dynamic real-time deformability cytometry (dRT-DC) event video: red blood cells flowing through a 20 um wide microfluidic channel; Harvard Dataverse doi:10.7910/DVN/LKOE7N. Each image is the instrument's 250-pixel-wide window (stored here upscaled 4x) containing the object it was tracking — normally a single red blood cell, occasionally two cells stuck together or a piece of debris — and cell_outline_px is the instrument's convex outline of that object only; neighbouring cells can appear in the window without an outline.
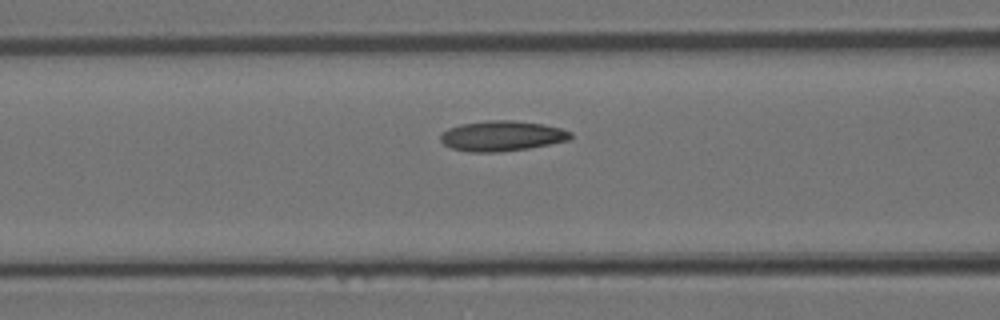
{"species": "Egyptian fruit bat (a non-hibernating species)", "species_latin": "Rousettus aegyptiacus", "temperature_condition": "room temperature", "stored_images_in_passage": 22, "camera_frame_rate_fps": 3000, "um_per_image_px": 0.085, "animal": {"sex": "female"}, "frame": {"image": 1, "passage_image": 4, "time_ms": 1.0, "image_size_px": [1000, 320], "cell_outline_px": [[572, 136], [568, 140], [528, 148], [496, 152], [472, 152], [452, 148], [444, 144], [440, 140], [440, 136], [448, 128], [460, 124], [488, 120], [512, 120], [544, 124], [560, 128], [572, 132]], "centroid_in_image_um": [42.65, 11.54], "position_along_channel_um": 123.9, "area_um2": 22.77}}
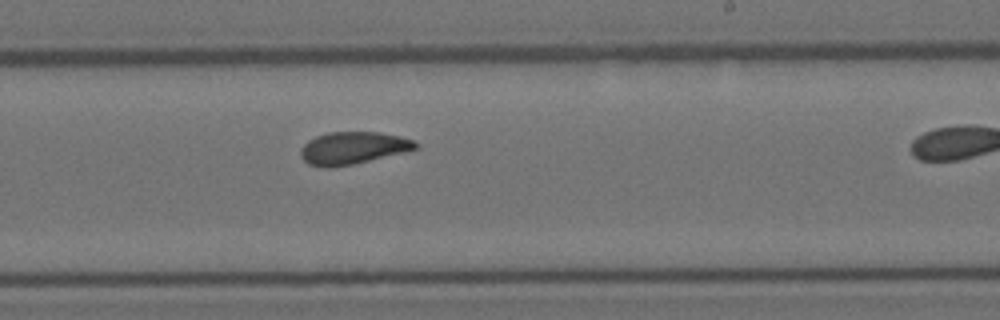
{"frame": {"image": 2, "passage_image": 13, "time_ms": 4.0, "image_size_px": [1000, 320], "cell_outline_px": [[420, 144], [416, 148], [404, 152], [352, 164], [328, 168], [320, 168], [308, 164], [300, 156], [300, 148], [308, 140], [316, 136], [328, 132], [380, 132], [400, 136], [412, 140]], "centroid_in_image_um": [29.95, 12.58], "position_along_channel_um": 259.1, "area_um2": 21.68}}
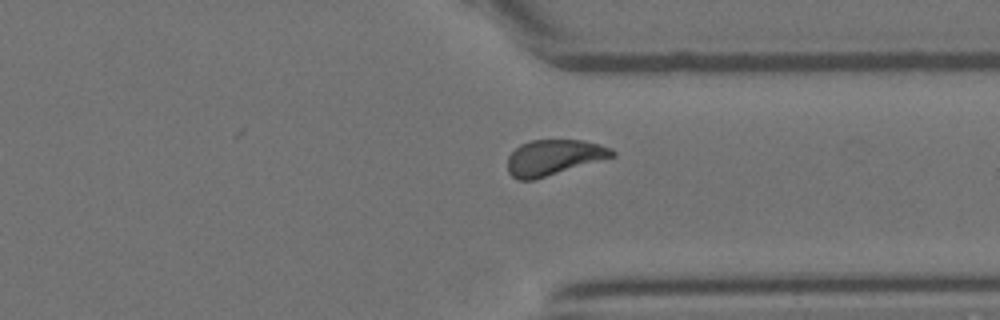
{"frame": {"image": 3, "passage_image": 20, "time_ms": 6.333, "image_size_px": [1000, 320], "cell_outline_px": [[616, 156], [532, 180], [516, 180], [508, 172], [508, 156], [520, 144], [532, 140], [580, 140], [600, 144], [612, 148], [616, 152]], "centroid_in_image_um": [47.08, 13.37], "position_along_channel_um": 364.3, "area_um2": 21.56}}